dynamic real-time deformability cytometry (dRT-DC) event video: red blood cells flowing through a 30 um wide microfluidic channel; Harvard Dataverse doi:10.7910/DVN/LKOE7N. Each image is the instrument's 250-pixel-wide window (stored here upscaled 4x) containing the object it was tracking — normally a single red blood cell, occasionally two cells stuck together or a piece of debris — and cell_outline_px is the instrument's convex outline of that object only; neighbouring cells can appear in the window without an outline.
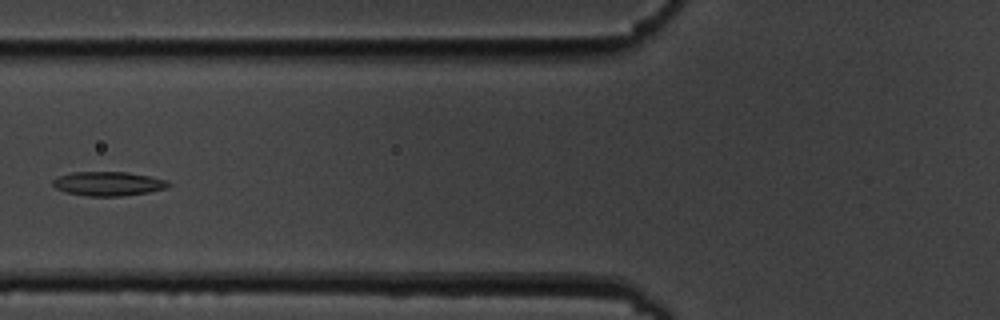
{"species": "common noctule bat (a hibernating species)", "species_latin": "Nyctalus noctula", "temperature_condition": "cold", "stored_images_in_passage": 6, "camera_frame_rate_fps": 3000, "um_per_image_px": 0.085, "animal": {"sex": "male", "body_mass_g": 19.5, "forearm_length_mm": 54.6}, "frame": {"image": 1, "passage_image": 6, "time_ms": 6.667, "image_size_px": [1000, 320], "cell_outline_px": [[172, 184], [164, 188], [148, 192], [120, 196], [88, 196], [64, 192], [56, 188], [52, 184], [52, 180], [60, 176], [72, 172], [128, 172], [168, 180]], "centroid_in_image_um": [9.18, 15.61], "position_along_channel_um": 116.6, "area_um2": 16.18}}